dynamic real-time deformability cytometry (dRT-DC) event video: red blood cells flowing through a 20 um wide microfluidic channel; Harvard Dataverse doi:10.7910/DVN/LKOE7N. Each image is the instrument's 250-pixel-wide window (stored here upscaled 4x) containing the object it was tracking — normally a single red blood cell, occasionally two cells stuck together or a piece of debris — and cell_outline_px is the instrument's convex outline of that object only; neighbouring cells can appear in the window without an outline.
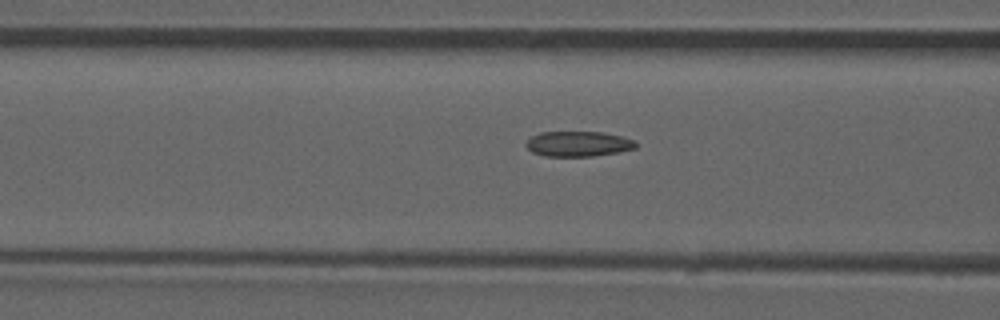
{"species": "common noctule bat (a hibernating species)", "species_latin": "Nyctalus noctula", "temperature_condition": "room temperature", "stored_images_in_passage": 39, "camera_frame_rate_fps": 3000, "um_per_image_px": 0.085, "animal": {"sex": "male", "forearm_length_mm": 52.5}, "frame": {"image": 1, "passage_image": 7, "time_ms": 2.0, "image_size_px": [1000, 320], "cell_outline_px": [[636, 148], [620, 152], [592, 156], [544, 156], [532, 152], [524, 144], [532, 136], [540, 132], [604, 132], [636, 140]], "centroid_in_image_um": [49.16, 12.23], "position_along_channel_um": 117.4, "area_um2": 16.18}, "authors_computed_cell_mechanics": {"area_um2": 15.895, "velocity_mm_per_s": 3.8601, "shape_relaxation_time_tau1_ms": null, "shape_relaxation_time_tau2_ms": 3.5786, "deformation_change_tau1": null, "deformation_change_tau2": 0.0992}}